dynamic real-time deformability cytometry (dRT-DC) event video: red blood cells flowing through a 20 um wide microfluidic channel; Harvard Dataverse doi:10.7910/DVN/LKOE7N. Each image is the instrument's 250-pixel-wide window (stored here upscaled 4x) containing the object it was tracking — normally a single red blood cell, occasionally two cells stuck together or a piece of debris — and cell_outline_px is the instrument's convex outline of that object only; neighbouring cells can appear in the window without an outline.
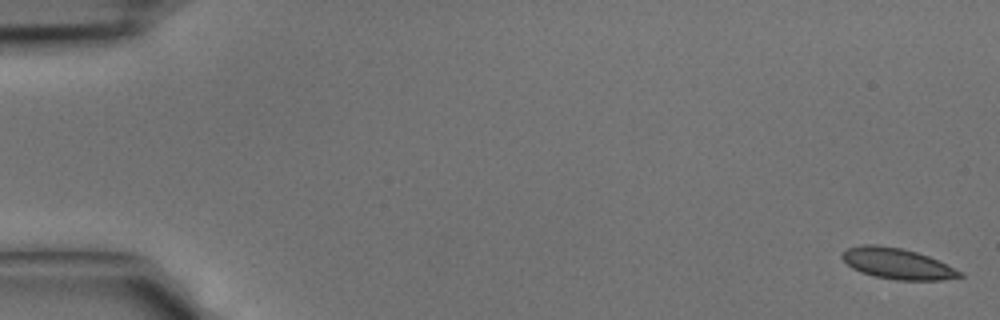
{"species": "common noctule bat (a hibernating species)", "species_latin": "Nyctalus noctula", "temperature_condition": "cold", "stored_images_in_passage": 42, "camera_frame_rate_fps": 3000, "um_per_image_px": 0.085, "animal": {"sex": "male", "body_mass_g": 15.6}, "frame": {"image": 1, "passage_image": 1, "time_ms": 0.0, "image_size_px": [1000, 320], "cell_outline_px": [[964, 276], [940, 280], [896, 280], [876, 276], [860, 272], [852, 268], [840, 256], [840, 252], [848, 248], [860, 244], [876, 244], [900, 248], [916, 252], [928, 256], [964, 272]], "centroid_in_image_um": [76.25, 22.4], "position_along_channel_um": 8.8, "area_um2": 21.15}}
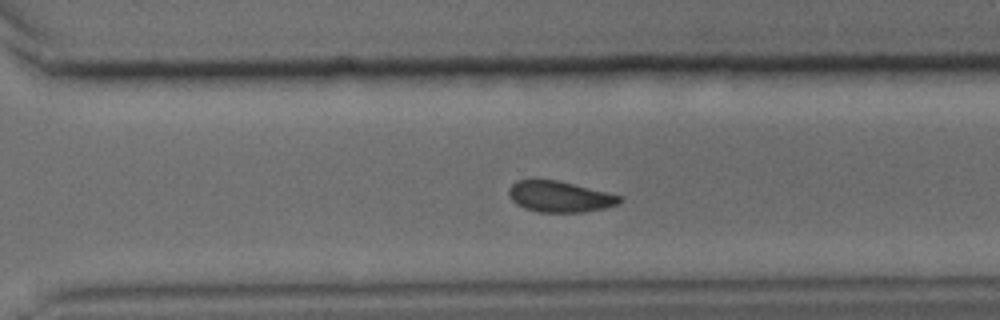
{"frame": {"image": 2, "passage_image": 30, "time_ms": 9.667, "image_size_px": [1000, 320], "cell_outline_px": [[624, 200], [620, 204], [604, 208], [580, 212], [540, 212], [524, 208], [516, 204], [512, 200], [508, 192], [508, 188], [516, 180], [556, 180], [624, 196]], "centroid_in_image_um": [47.6, 16.72], "position_along_channel_um": 323.0, "area_um2": 20.0}}
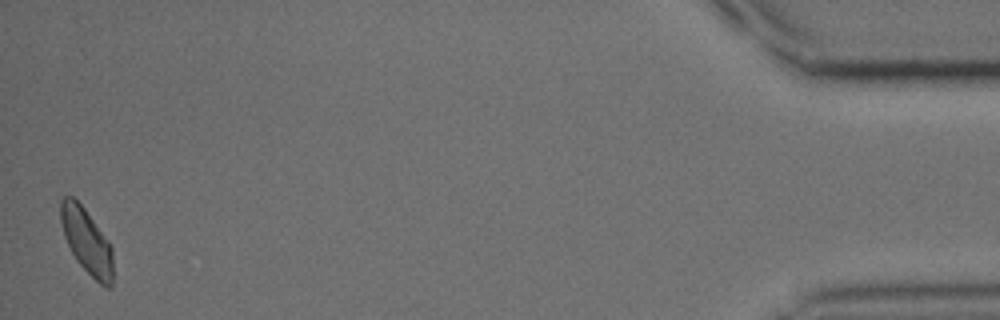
{"frame": {"image": 3, "passage_image": 42, "time_ms": 13.667, "image_size_px": [1000, 320], "cell_outline_px": [[112, 284], [108, 288], [100, 284], [76, 260], [64, 236], [60, 220], [60, 200], [64, 196], [72, 196], [84, 208], [108, 240], [112, 248]], "centroid_in_image_um": [7.35, 20.48], "position_along_channel_um": 427.8, "area_um2": 19.59}}